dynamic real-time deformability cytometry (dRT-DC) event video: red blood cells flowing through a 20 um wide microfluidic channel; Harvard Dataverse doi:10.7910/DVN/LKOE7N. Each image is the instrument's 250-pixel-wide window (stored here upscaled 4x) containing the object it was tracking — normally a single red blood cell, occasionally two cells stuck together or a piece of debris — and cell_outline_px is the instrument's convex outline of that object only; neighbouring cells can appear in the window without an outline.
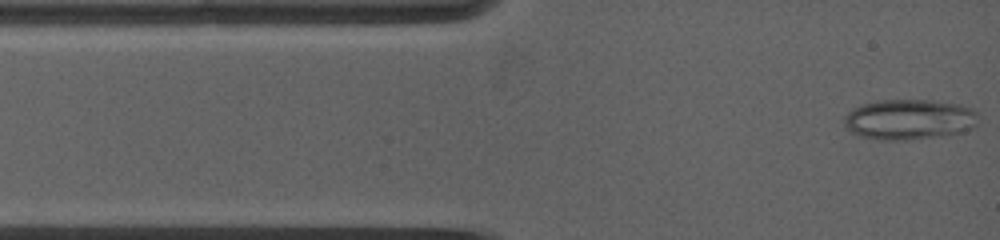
{"species": "common noctule bat (a hibernating species)", "species_latin": "Nyctalus noctula", "temperature_condition": "warm", "stored_images_in_passage": 4, "camera_frame_rate_fps": 5000, "um_per_image_px": 0.085, "animal": {"sex": "female", "body_mass_g": 19.0, "forearm_length_mm": 53.3}, "frame": {"image": 1, "passage_image": 1, "time_ms": 0.0, "image_size_px": [1000, 240], "cell_outline_px": [[976, 124], [972, 128], [948, 136], [904, 140], [880, 140], [860, 136], [852, 132], [844, 124], [844, 116], [852, 108], [864, 104], [880, 100], [932, 100], [956, 104], [972, 108], [976, 112]], "centroid_in_image_um": [77.28, 10.16], "position_along_channel_um": 7.7, "area_um2": 31.62}}